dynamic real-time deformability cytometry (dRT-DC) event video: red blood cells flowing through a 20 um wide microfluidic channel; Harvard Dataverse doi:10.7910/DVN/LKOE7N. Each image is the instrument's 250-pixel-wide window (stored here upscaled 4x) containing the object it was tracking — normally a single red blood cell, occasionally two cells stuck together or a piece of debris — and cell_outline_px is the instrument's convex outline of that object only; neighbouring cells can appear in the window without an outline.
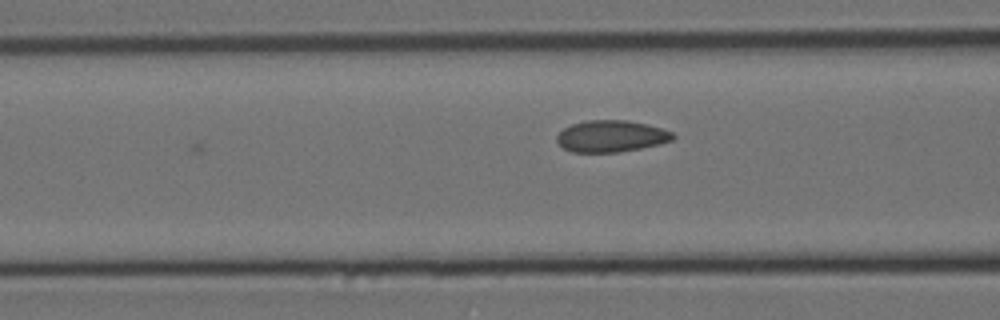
{"species": "Egyptian fruit bat (a non-hibernating species)", "species_latin": "Rousettus aegyptiacus", "temperature_condition": "cold", "stored_images_in_passage": 6, "camera_frame_rate_fps": 3000, "um_per_image_px": 0.085, "animal": {"sex": "female"}, "frame": {"image": 1, "passage_image": 6, "time_ms": 1.667, "image_size_px": [1000, 320], "cell_outline_px": [[676, 136], [672, 140], [660, 144], [620, 152], [572, 152], [564, 148], [556, 140], [556, 136], [564, 128], [572, 124], [588, 120], [628, 120], [648, 124], [672, 132]], "centroid_in_image_um": [51.96, 11.57], "position_along_channel_um": 114.6, "area_um2": 21.39}}